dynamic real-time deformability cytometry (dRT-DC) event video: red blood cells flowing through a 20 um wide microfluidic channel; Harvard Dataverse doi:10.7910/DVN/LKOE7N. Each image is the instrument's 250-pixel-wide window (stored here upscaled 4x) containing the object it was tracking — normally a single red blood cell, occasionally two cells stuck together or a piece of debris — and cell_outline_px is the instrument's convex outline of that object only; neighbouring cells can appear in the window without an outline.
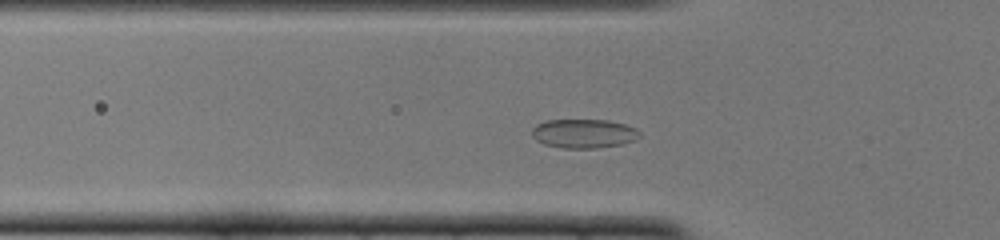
{"species": "common noctule bat (a hibernating species)", "species_latin": "Nyctalus noctula", "temperature_condition": "cold", "stored_images_in_passage": 44, "camera_frame_rate_fps": 3000, "um_per_image_px": 0.085, "animal": {"sex": "female", "body_mass_g": 22.0, "forearm_length_mm": 56.7}, "frame": {"image": 1, "passage_image": 9, "time_ms": 2.667, "image_size_px": [1000, 240], "cell_outline_px": [[640, 136], [636, 140], [620, 144], [596, 148], [560, 148], [544, 144], [536, 140], [532, 136], [532, 128], [536, 124], [548, 120], [608, 120], [624, 124], [636, 128], [640, 132]], "centroid_in_image_um": [49.61, 11.35], "position_along_channel_um": 76.2, "area_um2": 18.26}}
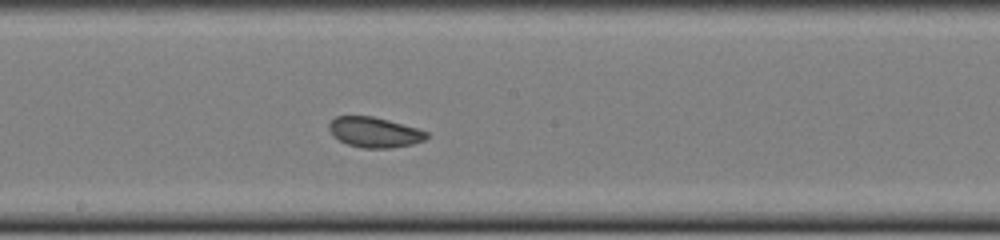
{"frame": {"image": 2, "passage_image": 20, "time_ms": 6.333, "image_size_px": [1000, 240], "cell_outline_px": [[428, 136], [424, 140], [412, 144], [392, 148], [364, 148], [348, 144], [332, 136], [328, 128], [328, 124], [336, 116], [372, 116], [388, 120], [416, 128], [428, 132]], "centroid_in_image_um": [31.81, 11.24], "position_along_channel_um": 216.4, "area_um2": 17.11}}
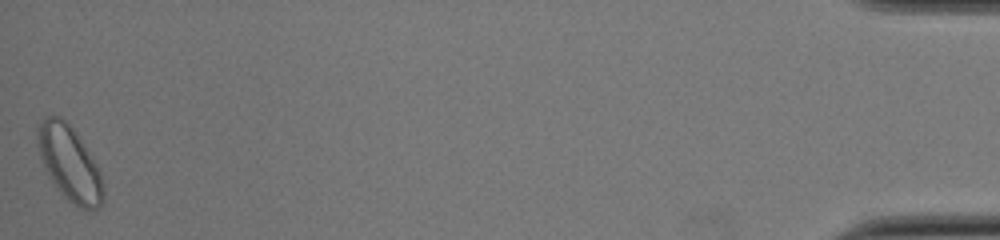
{"frame": {"image": 3, "passage_image": 44, "time_ms": 14.333, "image_size_px": [1000, 240], "cell_outline_px": [[104, 200], [92, 212], [80, 208], [68, 200], [64, 196], [52, 180], [40, 156], [36, 144], [36, 128], [48, 116], [56, 116], [64, 120], [76, 132], [96, 164], [100, 172], [104, 188]], "centroid_in_image_um": [5.92, 13.91], "position_along_channel_um": 429.3, "area_um2": 28.21}, "authors_computed_cell_mechanics": {"area_um2": 18.2648, "velocity_mm_per_s": 3.8291, "shape_relaxation_time_tau1_ms": 3.0369, "shape_relaxation_time_tau2_ms": 1.6454, "deformation_change_tau1": 0.0615, "deformation_change_tau2": 0.0474}}